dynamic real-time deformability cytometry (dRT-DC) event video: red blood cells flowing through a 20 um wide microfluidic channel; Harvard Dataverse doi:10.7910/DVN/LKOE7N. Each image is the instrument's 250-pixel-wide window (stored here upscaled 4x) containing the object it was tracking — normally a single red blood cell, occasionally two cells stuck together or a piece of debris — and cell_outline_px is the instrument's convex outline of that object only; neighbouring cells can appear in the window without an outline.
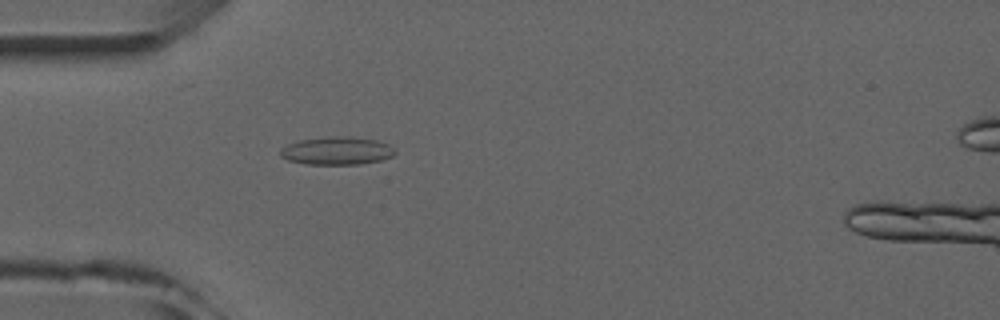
{"species": "common noctule bat (a hibernating species)", "species_latin": "Nyctalus noctula", "temperature_condition": "room temperature", "stored_images_in_passage": 5, "camera_frame_rate_fps": 3000, "um_per_image_px": 0.085, "animal": {"sex": "male", "forearm_length_mm": 52.5}, "frame": {"image": 1, "passage_image": 4, "time_ms": 3.333, "image_size_px": [1000, 320], "cell_outline_px": [[396, 152], [392, 156], [380, 160], [360, 164], [304, 164], [288, 160], [280, 156], [280, 148], [288, 144], [300, 140], [332, 136], [344, 136], [376, 140], [388, 144]], "centroid_in_image_um": [28.6, 12.82], "position_along_channel_um": 56.4, "area_um2": 18.55}}